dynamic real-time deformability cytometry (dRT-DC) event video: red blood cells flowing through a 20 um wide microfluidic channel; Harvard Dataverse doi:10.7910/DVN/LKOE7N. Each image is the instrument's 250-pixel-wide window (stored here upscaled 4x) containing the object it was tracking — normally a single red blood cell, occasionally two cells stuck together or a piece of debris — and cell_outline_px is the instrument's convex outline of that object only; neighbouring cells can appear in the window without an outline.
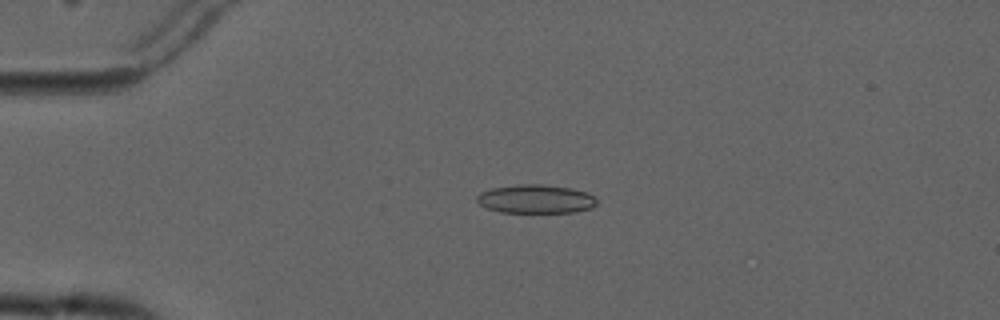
{"species": "common noctule bat (a hibernating species)", "species_latin": "Nyctalus noctula", "temperature_condition": "cold", "stored_images_in_passage": 4, "camera_frame_rate_fps": 3000, "um_per_image_px": 0.085, "animal": {"sex": "male", "forearm_length_mm": 52.5}, "frame": {"image": 1, "passage_image": 3, "time_ms": 2.667, "image_size_px": [1000, 320], "cell_outline_px": [[596, 204], [592, 208], [572, 212], [500, 212], [488, 208], [480, 204], [476, 200], [476, 196], [480, 192], [492, 188], [520, 184], [540, 184], [572, 188], [588, 192], [596, 200]], "centroid_in_image_um": [45.53, 16.91], "position_along_channel_um": 39.5, "area_um2": 19.94}}